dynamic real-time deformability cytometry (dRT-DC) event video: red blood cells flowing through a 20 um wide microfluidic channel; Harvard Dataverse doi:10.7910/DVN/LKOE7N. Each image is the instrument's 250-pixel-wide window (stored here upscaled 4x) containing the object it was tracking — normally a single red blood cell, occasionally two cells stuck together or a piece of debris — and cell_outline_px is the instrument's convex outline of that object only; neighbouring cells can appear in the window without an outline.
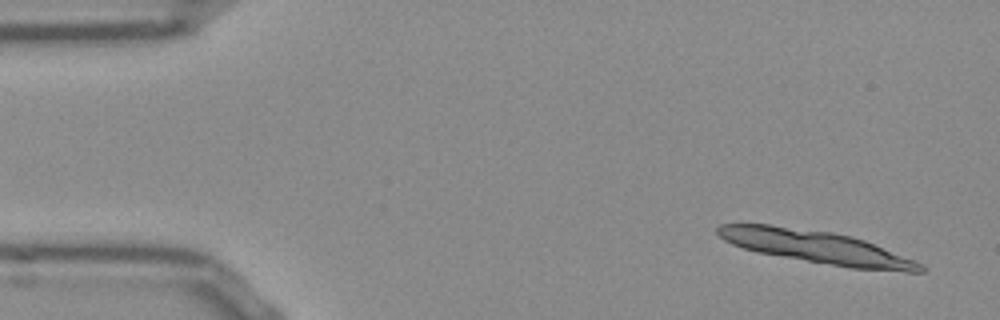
{"species": "Egyptian fruit bat (a non-hibernating species)", "species_latin": "Rousettus aegyptiacus", "temperature_condition": "room temperature", "stored_images_in_passage": 11, "camera_frame_rate_fps": 3000, "um_per_image_px": 0.085, "frame": {"image": 1, "passage_image": 2, "time_ms": 0.333, "image_size_px": [1000, 320], "cell_outline_px": [[924, 272], [908, 272], [852, 268], [760, 252], [744, 248], [732, 244], [724, 240], [716, 232], [716, 228], [720, 224], [768, 224], [832, 232], [864, 240], [916, 260], [924, 268]], "centroid_in_image_um": [69.41, 20.99], "position_along_channel_um": 15.6, "area_um2": 37.97}}